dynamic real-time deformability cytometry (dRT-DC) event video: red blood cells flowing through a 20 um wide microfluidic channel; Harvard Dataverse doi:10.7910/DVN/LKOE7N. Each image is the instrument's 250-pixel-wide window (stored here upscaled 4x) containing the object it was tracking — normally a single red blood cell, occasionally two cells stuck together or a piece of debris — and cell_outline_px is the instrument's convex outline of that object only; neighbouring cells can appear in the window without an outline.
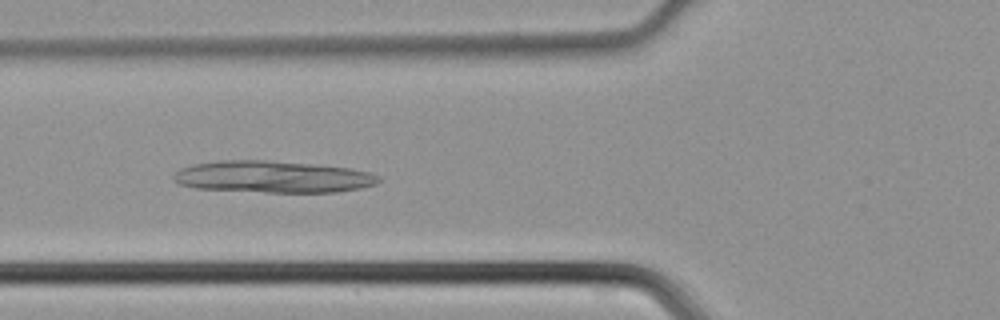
{"species": "common noctule bat (a hibernating species)", "species_latin": "Nyctalus noctula", "temperature_condition": "cold", "stored_images_in_passage": 42, "camera_frame_rate_fps": 3000, "um_per_image_px": 0.085, "animal": {"sex": "male", "body_mass_g": 21.5, "forearm_length_mm": 52.0}, "frame": {"image": 1, "passage_image": 14, "time_ms": 4.333, "image_size_px": [1000, 320], "cell_outline_px": [[380, 180], [376, 184], [360, 188], [336, 192], [264, 192], [196, 188], [180, 184], [172, 180], [172, 176], [180, 168], [192, 164], [216, 160], [264, 160], [312, 164], [348, 168], [368, 172], [380, 176]], "centroid_in_image_um": [23.14, 15.02], "position_along_channel_um": 102.7, "area_um2": 38.03}}
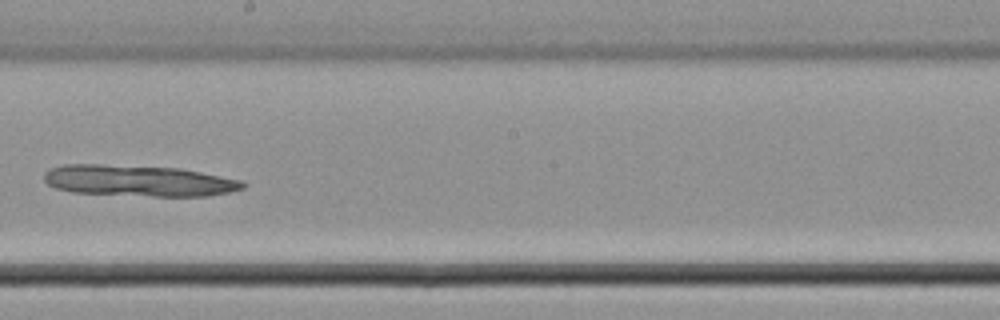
{"frame": {"image": 2, "passage_image": 23, "time_ms": 7.333, "image_size_px": [1000, 320], "cell_outline_px": [[248, 184], [244, 188], [232, 192], [208, 196], [152, 196], [72, 192], [56, 188], [48, 184], [44, 180], [44, 172], [52, 168], [64, 164], [100, 164], [180, 168], [240, 180]], "centroid_in_image_um": [11.8, 15.36], "position_along_channel_um": 236.4, "area_um2": 36.13}}
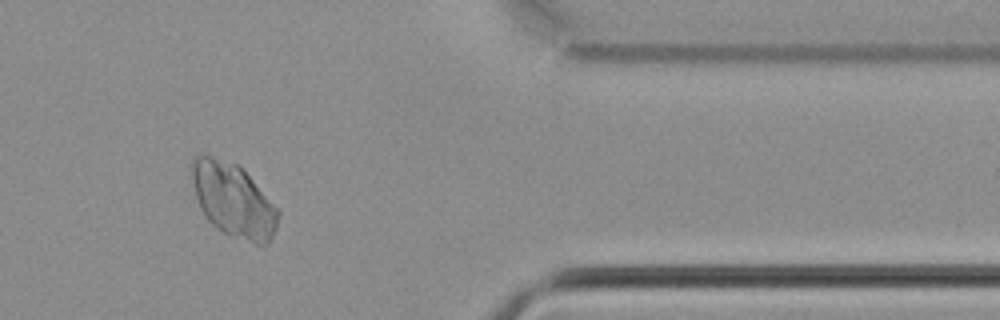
{"frame": {"image": 3, "passage_image": 35, "time_ms": 11.333, "image_size_px": [1000, 320], "cell_outline_px": [[280, 212], [276, 228], [268, 244], [264, 248], [232, 236], [216, 228], [208, 220], [200, 208], [196, 196], [192, 180], [192, 156], [208, 156], [236, 164], [252, 180]], "centroid_in_image_um": [19.84, 17.08], "position_along_channel_um": 391.6, "area_um2": 36.53}}